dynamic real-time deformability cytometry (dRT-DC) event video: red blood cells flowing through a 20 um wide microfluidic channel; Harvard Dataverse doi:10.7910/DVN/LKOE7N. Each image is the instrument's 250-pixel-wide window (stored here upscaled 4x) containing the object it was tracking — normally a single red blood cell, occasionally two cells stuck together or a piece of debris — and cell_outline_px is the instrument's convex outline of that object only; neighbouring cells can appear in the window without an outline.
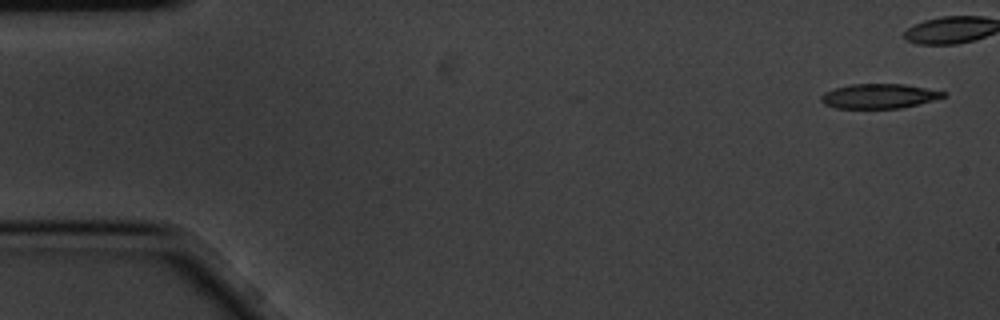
{"species": "common noctule bat (a hibernating species)", "species_latin": "Nyctalus noctula", "temperature_condition": "cold", "stored_images_in_passage": 16, "camera_frame_rate_fps": 3000, "um_per_image_px": 0.085, "animal": {"sex": "male", "body_mass_g": 20.1, "forearm_length_mm": 53.5}, "frame": {"image": 1, "passage_image": 1, "time_ms": 0.0, "image_size_px": [1000, 320], "cell_outline_px": [[948, 96], [900, 108], [836, 108], [824, 104], [820, 100], [820, 96], [824, 92], [836, 88], [852, 84], [904, 84], [948, 92]], "centroid_in_image_um": [74.72, 8.16], "position_along_channel_um": 10.3, "area_um2": 17.46}}
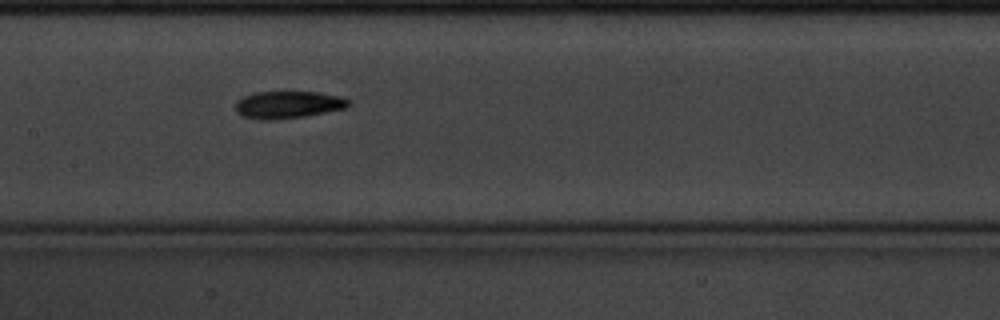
{"frame": {"image": 2, "passage_image": 8, "time_ms": 2.333, "image_size_px": [1000, 320], "cell_outline_px": [[352, 104], [348, 108], [304, 116], [268, 120], [244, 116], [236, 112], [236, 100], [244, 96], [256, 92], [316, 92], [340, 96], [352, 100]], "centroid_in_image_um": [24.55, 8.89], "position_along_channel_um": 182.8, "area_um2": 17.92}}
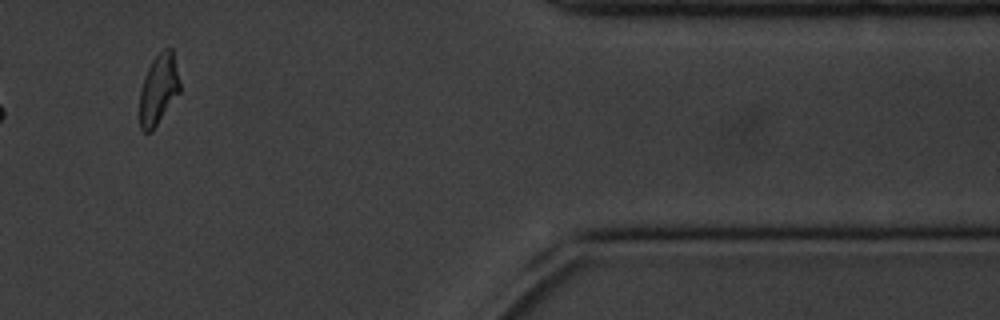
{"frame": {"image": 3, "passage_image": 14, "time_ms": 4.333, "image_size_px": [1000, 320], "cell_outline_px": [[180, 92], [152, 132], [144, 132], [140, 128], [140, 92], [144, 76], [152, 60], [164, 48], [172, 48], [180, 80]], "centroid_in_image_um": [13.48, 7.61], "position_along_channel_um": 397.9, "area_um2": 16.53}}